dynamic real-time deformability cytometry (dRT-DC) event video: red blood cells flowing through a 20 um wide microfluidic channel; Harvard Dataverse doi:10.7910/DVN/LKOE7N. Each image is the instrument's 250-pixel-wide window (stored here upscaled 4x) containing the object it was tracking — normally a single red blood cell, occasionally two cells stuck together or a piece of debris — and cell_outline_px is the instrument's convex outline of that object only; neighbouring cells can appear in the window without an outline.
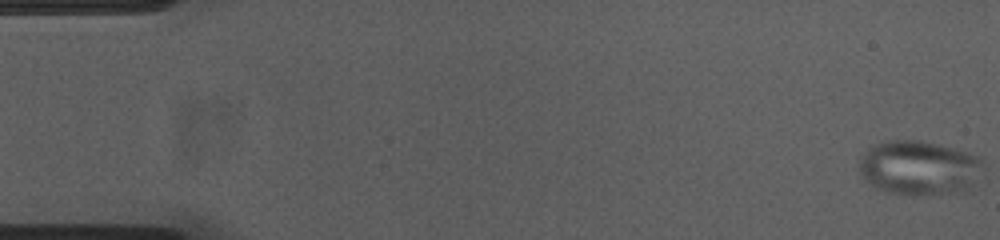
{"species": "common noctule bat (a hibernating species)", "species_latin": "Nyctalus noctula", "temperature_condition": "cold", "stored_images_in_passage": 55, "camera_frame_rate_fps": 3000, "um_per_image_px": 0.085, "animal": {"sex": "female", "body_mass_g": 23.0, "forearm_length_mm": 53.4}, "frame": {"image": 1, "passage_image": 1, "time_ms": 0.0, "image_size_px": [1000, 240], "cell_outline_px": [[984, 160], [968, 192], [928, 196], [912, 196], [884, 192], [876, 188], [864, 180], [860, 172], [860, 156], [868, 148], [876, 144], [888, 140], [920, 140], [968, 152], [980, 156]], "centroid_in_image_um": [78.1, 14.3], "position_along_channel_um": 6.9, "area_um2": 39.88}}
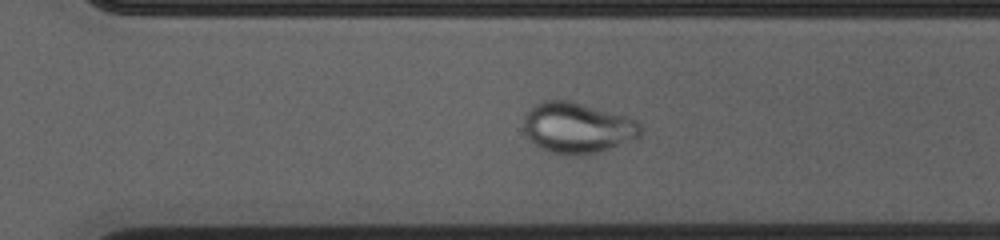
{"frame": {"image": 2, "passage_image": 38, "time_ms": 12.333, "image_size_px": [1000, 240], "cell_outline_px": [[644, 132], [640, 136], [600, 152], [584, 156], [568, 156], [548, 152], [540, 148], [524, 132], [524, 116], [540, 100], [568, 100], [628, 116], [636, 120], [640, 124]], "centroid_in_image_um": [49.1, 10.88], "position_along_channel_um": 321.5, "area_um2": 34.85}}
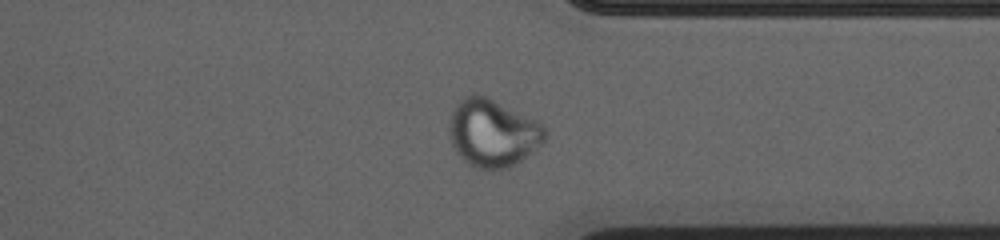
{"frame": {"image": 3, "passage_image": 42, "time_ms": 13.667, "image_size_px": [1000, 240], "cell_outline_px": [[548, 136], [532, 152], [508, 168], [492, 172], [476, 168], [464, 160], [456, 152], [452, 144], [448, 132], [448, 124], [452, 108], [464, 96], [476, 92], [536, 120], [544, 128]], "centroid_in_image_um": [41.83, 11.32], "position_along_channel_um": 369.6, "area_um2": 37.92}}